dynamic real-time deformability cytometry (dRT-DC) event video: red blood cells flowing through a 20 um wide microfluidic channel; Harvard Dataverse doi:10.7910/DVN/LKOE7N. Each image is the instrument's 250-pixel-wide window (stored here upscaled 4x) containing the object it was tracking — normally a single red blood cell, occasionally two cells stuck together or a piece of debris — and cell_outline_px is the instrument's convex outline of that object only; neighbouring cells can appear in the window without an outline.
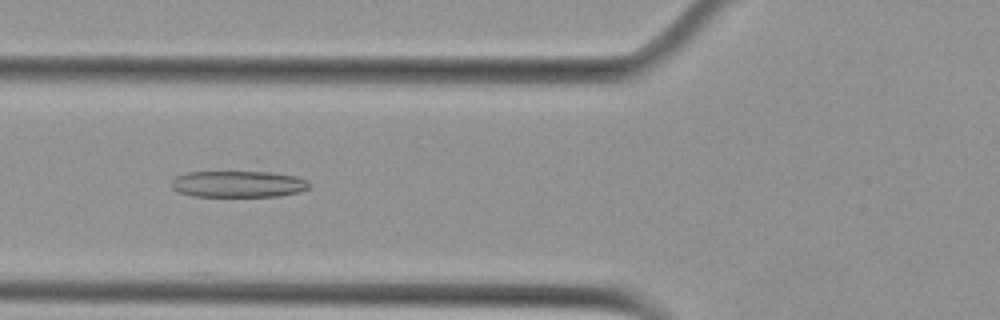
{"species": "Egyptian fruit bat (a non-hibernating species)", "species_latin": "Rousettus aegyptiacus", "temperature_condition": "cold", "stored_images_in_passage": 54, "camera_frame_rate_fps": 3000, "um_per_image_px": 0.085, "animal": {"sex": "female"}, "frame": {"image": 1, "passage_image": 21, "time_ms": 6.667, "image_size_px": [1000, 320], "cell_outline_px": [[308, 188], [300, 192], [280, 196], [192, 196], [180, 192], [172, 188], [172, 180], [176, 176], [188, 172], [256, 160], [308, 180]], "centroid_in_image_um": [20.39, 15.41], "position_along_channel_um": 105.4, "area_um2": 25.78}}
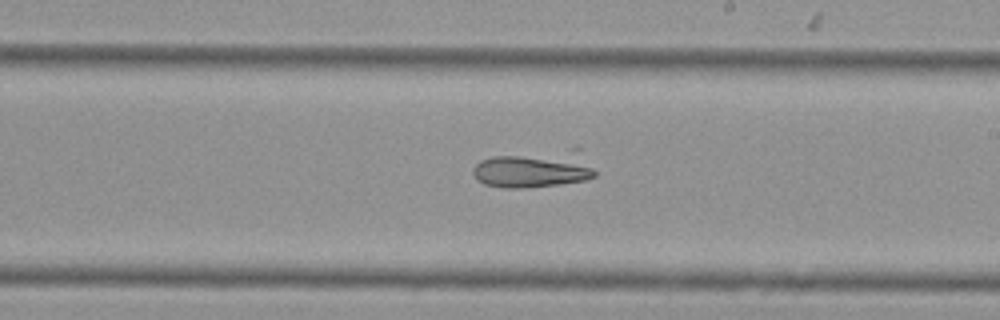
{"frame": {"image": 2, "passage_image": 32, "time_ms": 10.333, "image_size_px": [1000, 320], "cell_outline_px": [[596, 176], [584, 180], [560, 184], [524, 188], [504, 188], [484, 184], [476, 180], [472, 172], [472, 168], [480, 160], [492, 156], [576, 144], [580, 148], [596, 172]], "centroid_in_image_um": [45.47, 14.29], "position_along_channel_um": 243.5, "area_um2": 28.09}}
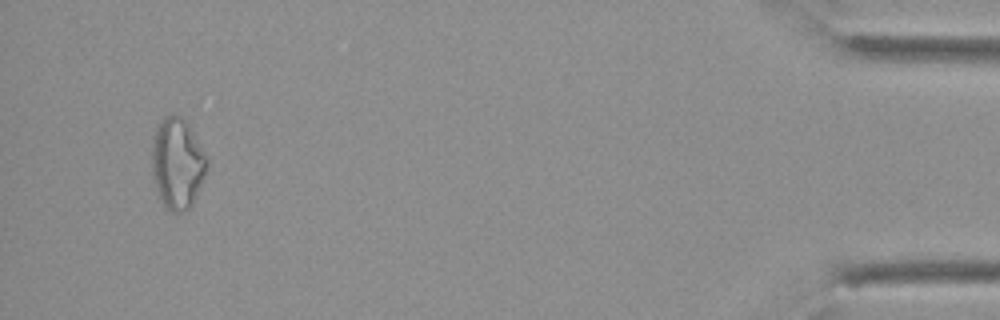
{"frame": {"image": 3, "passage_image": 52, "time_ms": 17.0, "image_size_px": [1000, 320], "cell_outline_px": [[208, 164], [204, 176], [192, 204], [184, 212], [172, 212], [164, 208], [160, 200], [152, 176], [152, 144], [156, 124], [164, 116], [172, 112], [180, 116], [188, 124], [204, 152], [208, 160]], "centroid_in_image_um": [15.04, 13.87], "position_along_channel_um": 420.2, "area_um2": 29.3}}